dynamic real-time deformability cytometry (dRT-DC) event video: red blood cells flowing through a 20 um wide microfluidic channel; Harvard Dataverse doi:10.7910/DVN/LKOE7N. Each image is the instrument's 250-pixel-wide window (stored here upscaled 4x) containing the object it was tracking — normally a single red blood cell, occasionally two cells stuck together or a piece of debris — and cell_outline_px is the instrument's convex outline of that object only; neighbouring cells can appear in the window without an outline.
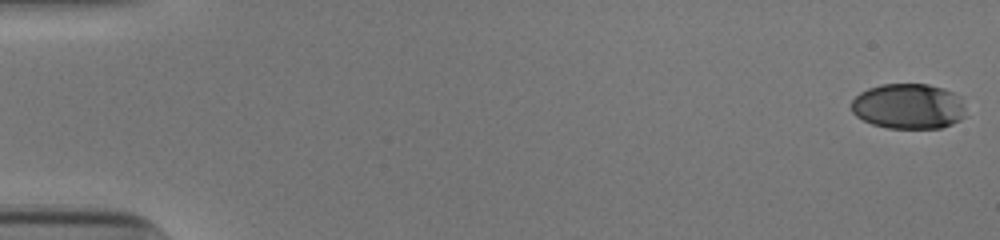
{"species": "human", "species_latin": "Homo sapiens", "temperature_condition": "cold", "stored_images_in_passage": 53, "camera_frame_rate_fps": 3000, "um_per_image_px": 0.085, "donor": {"sex": "male"}, "frame": {"image": 1, "passage_image": 1, "time_ms": 0.0, "image_size_px": [1000, 240], "cell_outline_px": [[968, 116], [952, 124], [940, 128], [888, 128], [872, 124], [856, 116], [852, 112], [852, 100], [860, 92], [868, 88], [880, 84], [928, 84], [944, 88], [960, 96]], "centroid_in_image_um": [77.25, 9.03], "position_along_channel_um": 7.7, "area_um2": 30.58}}
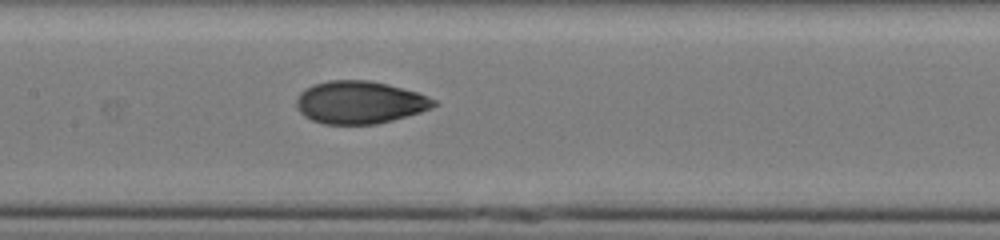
{"frame": {"image": 2, "passage_image": 27, "time_ms": 8.667, "image_size_px": [1000, 240], "cell_outline_px": [[440, 104], [432, 108], [420, 112], [392, 120], [376, 124], [324, 124], [312, 120], [304, 116], [296, 108], [296, 96], [304, 88], [312, 84], [328, 80], [368, 80], [388, 84], [416, 92], [428, 96], [436, 100]], "centroid_in_image_um": [30.55, 8.69], "position_along_channel_um": 176.8, "area_um2": 34.39}}
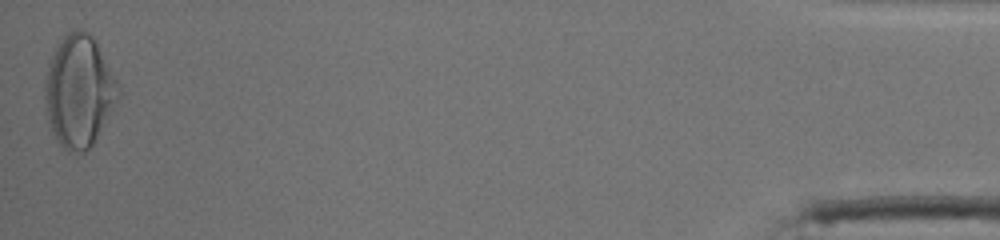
{"frame": {"image": 3, "passage_image": 53, "time_ms": 17.333, "image_size_px": [1000, 240], "cell_outline_px": [[120, 96], [92, 144], [84, 152], [68, 152], [60, 144], [52, 132], [48, 116], [44, 96], [44, 84], [48, 64], [56, 44], [68, 32], [76, 28], [80, 28], [88, 32], [92, 36], [120, 84]], "centroid_in_image_um": [6.71, 7.71], "position_along_channel_um": 428.5, "area_um2": 47.63}, "authors_computed_cell_mechanics": {"area_um2": 33.4084, "velocity_mm_per_s": 3.9149, "shape_relaxation_time_tau1_ms": 6.9617, "shape_relaxation_time_tau2_ms": 1.1762, "deformation_change_tau1": 0.2383, "deformation_change_tau2": 0.053}}